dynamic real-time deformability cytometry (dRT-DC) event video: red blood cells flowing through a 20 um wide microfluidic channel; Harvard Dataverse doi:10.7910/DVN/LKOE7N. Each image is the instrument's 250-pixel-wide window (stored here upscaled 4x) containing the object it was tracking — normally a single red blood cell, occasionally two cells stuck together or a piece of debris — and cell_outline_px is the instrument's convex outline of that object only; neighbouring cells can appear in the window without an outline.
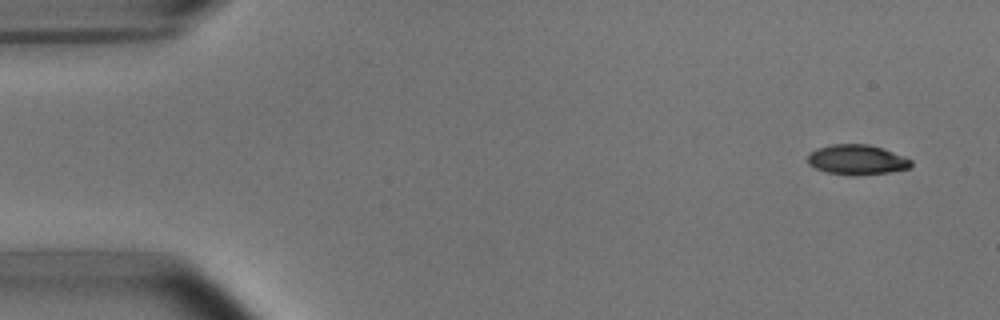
{"species": "common noctule bat (a hibernating species)", "species_latin": "Nyctalus noctula", "temperature_condition": "room temperature", "stored_images_in_passage": 8, "camera_frame_rate_fps": 3000, "um_per_image_px": 0.085, "animal": {"sex": "male", "body_mass_g": 15.6}, "frame": {"image": 1, "passage_image": 1, "time_ms": 0.0, "image_size_px": [1000, 320], "cell_outline_px": [[912, 164], [908, 168], [888, 172], [856, 176], [852, 176], [828, 172], [816, 168], [808, 164], [808, 152], [816, 148], [832, 144], [868, 144], [904, 156], [912, 160]], "centroid_in_image_um": [72.8, 13.57], "position_along_channel_um": 12.2, "area_um2": 18.03}}
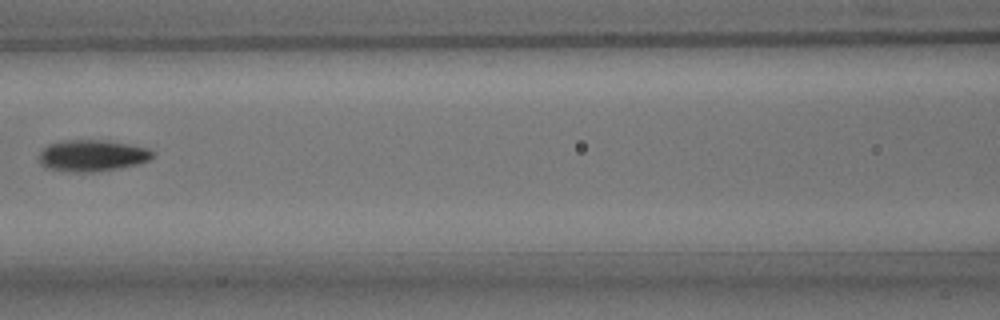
{"frame": {"image": 2, "passage_image": 7, "time_ms": 7.0, "image_size_px": [1000, 320], "cell_outline_px": [[152, 156], [148, 160], [140, 164], [120, 168], [92, 172], [64, 172], [44, 168], [40, 164], [36, 156], [48, 144], [68, 140], [96, 140], [124, 144], [148, 148], [152, 152]], "centroid_in_image_um": [7.74, 13.26], "position_along_channel_um": 158.9, "area_um2": 20.87}}
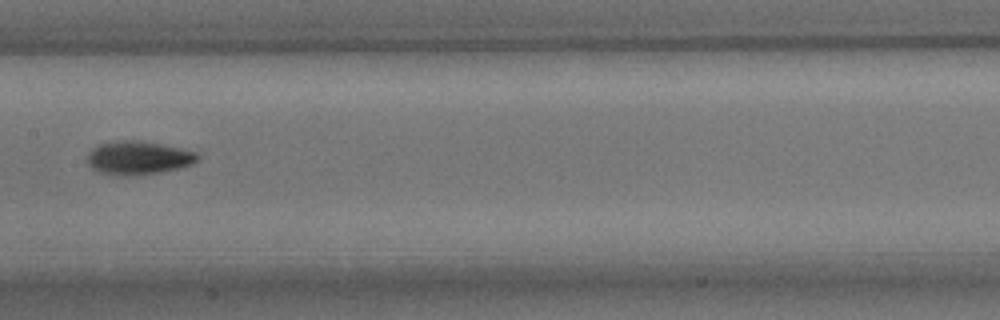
{"frame": {"image": 3, "passage_image": 8, "time_ms": 8.0, "image_size_px": [1000, 320], "cell_outline_px": [[200, 160], [192, 164], [180, 168], [160, 172], [116, 176], [100, 172], [92, 168], [88, 164], [88, 152], [92, 148], [100, 144], [116, 140], [136, 140], [160, 144], [180, 148], [196, 152], [200, 156]], "centroid_in_image_um": [11.76, 13.41], "position_along_channel_um": 195.6, "area_um2": 21.44}}